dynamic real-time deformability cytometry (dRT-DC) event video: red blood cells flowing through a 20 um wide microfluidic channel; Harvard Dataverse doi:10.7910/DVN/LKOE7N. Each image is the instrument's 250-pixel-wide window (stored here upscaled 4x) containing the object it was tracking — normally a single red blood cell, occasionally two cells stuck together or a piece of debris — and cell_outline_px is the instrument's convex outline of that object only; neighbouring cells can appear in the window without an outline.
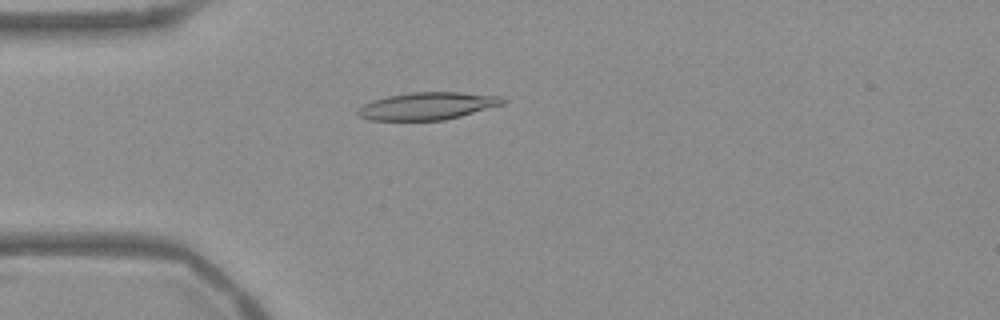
{"species": "Egyptian fruit bat (a non-hibernating species)", "species_latin": "Rousettus aegyptiacus", "temperature_condition": "warm", "stored_images_in_passage": 53, "camera_frame_rate_fps": 3000, "um_per_image_px": 0.085, "frame": {"image": 1, "passage_image": 14, "time_ms": 4.333, "image_size_px": [1000, 320], "cell_outline_px": [[508, 100], [504, 104], [460, 116], [444, 120], [368, 120], [360, 116], [356, 112], [356, 108], [364, 104], [388, 96], [412, 92], [460, 92], [504, 96]], "centroid_in_image_um": [36.38, 9.0], "position_along_channel_um": 48.6, "area_um2": 23.18}}
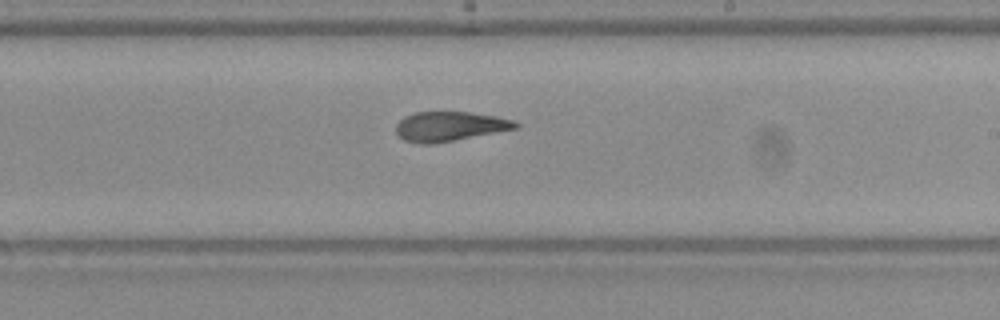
{"frame": {"image": 2, "passage_image": 31, "time_ms": 10.0, "image_size_px": [1000, 320], "cell_outline_px": [[520, 128], [432, 144], [420, 144], [404, 140], [396, 132], [396, 124], [404, 116], [416, 112], [468, 112], [496, 116], [512, 120], [520, 124]], "centroid_in_image_um": [38.23, 10.74], "position_along_channel_um": 250.8, "area_um2": 20.58}}
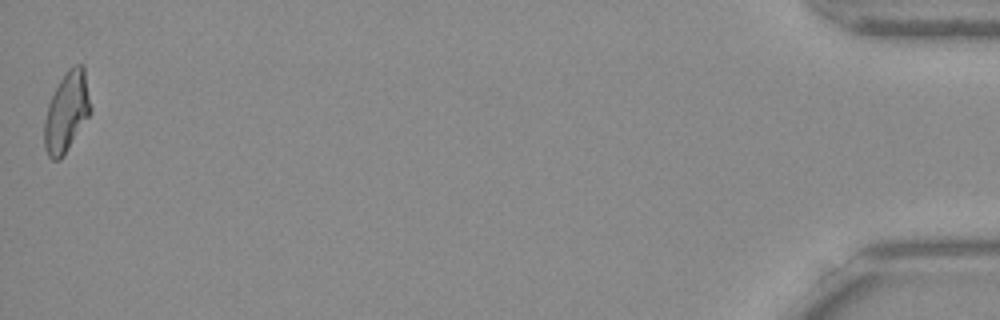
{"frame": {"image": 3, "passage_image": 53, "time_ms": 17.333, "image_size_px": [1000, 320], "cell_outline_px": [[92, 112], [60, 160], [52, 160], [48, 156], [44, 148], [44, 120], [48, 104], [64, 72], [68, 68], [76, 64], [84, 64], [92, 108]], "centroid_in_image_um": [5.68, 9.49], "position_along_channel_um": 429.5, "area_um2": 21.73}, "authors_computed_cell_mechanics": {"area_um2": 21.5594, "velocity_mm_per_s": 3.7659, "shape_relaxation_time_tau1_ms": null, "shape_relaxation_time_tau2_ms": 3.315, "deformation_change_tau1": null, "deformation_change_tau2": 0.1232}}